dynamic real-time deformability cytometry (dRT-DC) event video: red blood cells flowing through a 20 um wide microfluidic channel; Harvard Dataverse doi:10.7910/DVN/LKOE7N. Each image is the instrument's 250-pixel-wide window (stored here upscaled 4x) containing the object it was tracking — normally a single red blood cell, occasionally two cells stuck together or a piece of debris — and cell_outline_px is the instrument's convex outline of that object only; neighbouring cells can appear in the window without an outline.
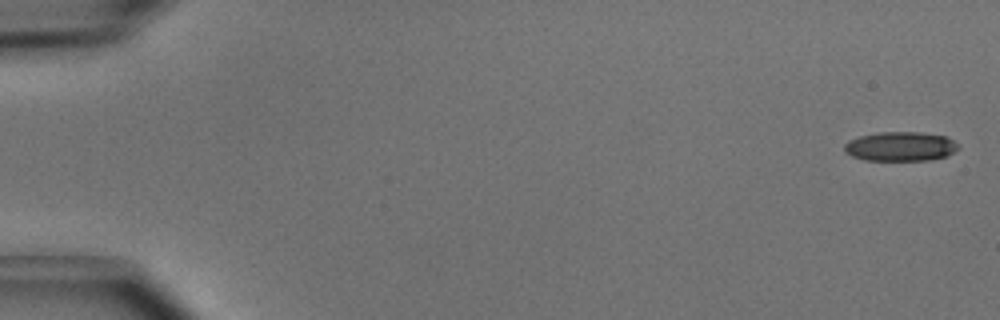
{"species": "common noctule bat (a hibernating species)", "species_latin": "Nyctalus noctula", "temperature_condition": "cold", "stored_images_in_passage": 5, "camera_frame_rate_fps": 3000, "um_per_image_px": 0.085, "animal": {"sex": "male", "body_mass_g": 15.6}, "frame": {"image": 1, "passage_image": 1, "time_ms": 0.0, "image_size_px": [1000, 320], "cell_outline_px": [[960, 148], [948, 156], [928, 160], [864, 160], [852, 156], [844, 152], [844, 144], [848, 140], [860, 136], [880, 132], [920, 132], [948, 136]], "centroid_in_image_um": [76.54, 12.44], "position_along_channel_um": 8.5, "area_um2": 19.59}}
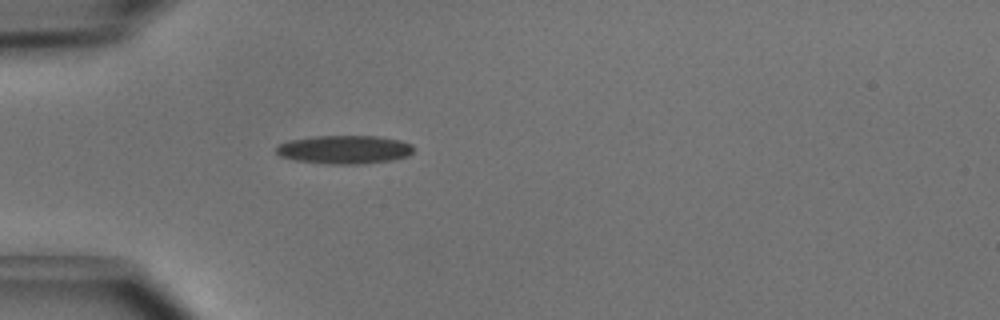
{"frame": {"image": 2, "passage_image": 5, "time_ms": 1.333, "image_size_px": [1000, 320], "cell_outline_px": [[412, 152], [408, 156], [392, 160], [364, 164], [328, 164], [296, 160], [280, 156], [276, 152], [276, 148], [280, 144], [288, 140], [312, 136], [380, 136], [400, 140], [412, 144]], "centroid_in_image_um": [29.28, 12.71], "position_along_channel_um": 55.7, "area_um2": 22.89}}